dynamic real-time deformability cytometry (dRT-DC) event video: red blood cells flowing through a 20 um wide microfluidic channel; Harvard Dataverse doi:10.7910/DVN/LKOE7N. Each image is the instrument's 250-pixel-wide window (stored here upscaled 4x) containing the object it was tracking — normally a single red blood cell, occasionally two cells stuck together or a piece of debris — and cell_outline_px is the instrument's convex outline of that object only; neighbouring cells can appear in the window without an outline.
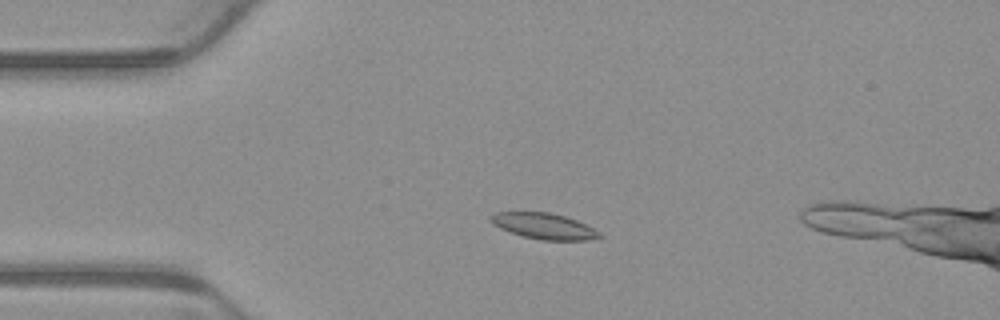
{"species": "common noctule bat (a hibernating species)", "species_latin": "Nyctalus noctula", "temperature_condition": "warm", "stored_images_in_passage": 6, "segment_of_instrument_passage": [1, 2], "camera_frame_rate_fps": 3000, "um_per_image_px": 0.085, "animal": {"sex": "male", "body_mass_g": 23.1, "forearm_length_mm": 52.7}, "frame": {"image": 1, "passage_image": 3, "time_ms": 0.667, "image_size_px": [1000, 320], "cell_outline_px": [[604, 236], [588, 240], [540, 240], [524, 236], [500, 228], [492, 224], [488, 216], [496, 212], [548, 212], [564, 216], [576, 220], [600, 232]], "centroid_in_image_um": [46.22, 19.21], "position_along_channel_um": 38.8, "area_um2": 16.3}}
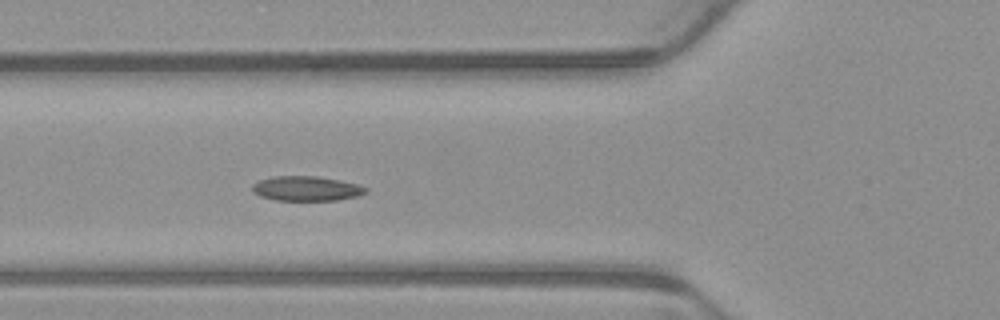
{"frame": {"image": 2, "passage_image": 5, "time_ms": 1.333, "image_size_px": [1000, 320], "cell_outline_px": [[368, 192], [356, 196], [336, 200], [276, 200], [260, 196], [252, 192], [252, 184], [260, 180], [272, 176], [316, 176], [340, 180], [356, 184], [368, 188]], "centroid_in_image_um": [26.02, 16.02], "position_along_channel_um": 99.8, "area_um2": 16.3}}